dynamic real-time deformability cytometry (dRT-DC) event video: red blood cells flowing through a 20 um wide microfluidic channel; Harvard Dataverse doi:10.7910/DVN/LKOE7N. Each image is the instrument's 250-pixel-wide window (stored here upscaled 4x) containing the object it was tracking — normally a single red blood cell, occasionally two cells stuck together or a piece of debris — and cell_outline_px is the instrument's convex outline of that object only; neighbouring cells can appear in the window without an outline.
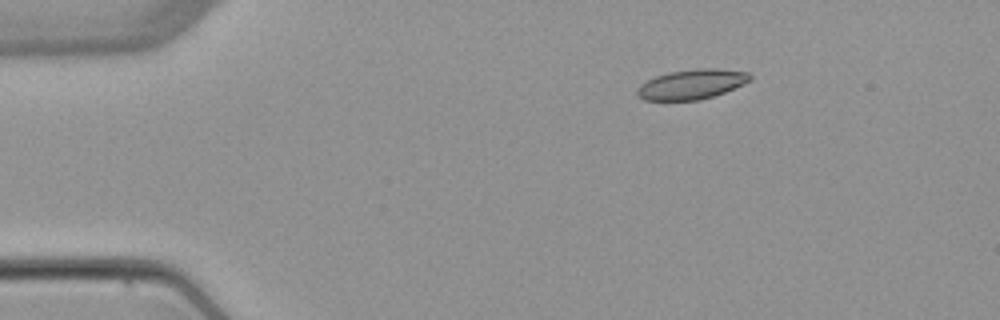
{"species": "common noctule bat (a hibernating species)", "species_latin": "Nyctalus noctula", "temperature_condition": "warm", "stored_images_in_passage": 2, "camera_frame_rate_fps": 3000, "um_per_image_px": 0.085, "animal": {"sex": "female", "body_mass_g": 22.7, "forearm_length_mm": 54.2}, "frame": {"image": 1, "passage_image": 1, "time_ms": 0.0, "image_size_px": [1000, 320], "cell_outline_px": [[752, 80], [744, 84], [724, 92], [700, 100], [644, 100], [636, 96], [636, 88], [640, 84], [656, 76], [668, 72], [696, 68], [716, 68], [748, 72], [752, 76]], "centroid_in_image_um": [58.78, 7.16], "position_along_channel_um": 26.2, "area_um2": 19.77}}